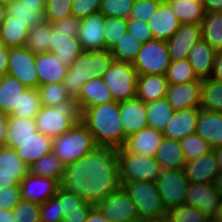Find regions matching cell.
<instances>
[{"label":"cell","mask_w":222,"mask_h":222,"mask_svg":"<svg viewBox=\"0 0 222 222\" xmlns=\"http://www.w3.org/2000/svg\"><path fill=\"white\" fill-rule=\"evenodd\" d=\"M60 186L96 206L121 186L117 148L98 146L66 165Z\"/></svg>","instance_id":"6da1fadb"},{"label":"cell","mask_w":222,"mask_h":222,"mask_svg":"<svg viewBox=\"0 0 222 222\" xmlns=\"http://www.w3.org/2000/svg\"><path fill=\"white\" fill-rule=\"evenodd\" d=\"M82 123L98 146L120 148L125 144L124 128L119 116V102L91 106L83 111Z\"/></svg>","instance_id":"7a4b0ae2"},{"label":"cell","mask_w":222,"mask_h":222,"mask_svg":"<svg viewBox=\"0 0 222 222\" xmlns=\"http://www.w3.org/2000/svg\"><path fill=\"white\" fill-rule=\"evenodd\" d=\"M110 51H83L68 68L63 85L69 97L78 98L82 86L89 80L102 77L114 61Z\"/></svg>","instance_id":"3957f363"},{"label":"cell","mask_w":222,"mask_h":222,"mask_svg":"<svg viewBox=\"0 0 222 222\" xmlns=\"http://www.w3.org/2000/svg\"><path fill=\"white\" fill-rule=\"evenodd\" d=\"M37 131L51 138L66 133L75 124L83 121V110L74 97L60 102L54 107L42 106L35 118Z\"/></svg>","instance_id":"277c9868"},{"label":"cell","mask_w":222,"mask_h":222,"mask_svg":"<svg viewBox=\"0 0 222 222\" xmlns=\"http://www.w3.org/2000/svg\"><path fill=\"white\" fill-rule=\"evenodd\" d=\"M98 147L92 133L81 122L66 133L53 138V153L66 166L81 159Z\"/></svg>","instance_id":"5b68a950"},{"label":"cell","mask_w":222,"mask_h":222,"mask_svg":"<svg viewBox=\"0 0 222 222\" xmlns=\"http://www.w3.org/2000/svg\"><path fill=\"white\" fill-rule=\"evenodd\" d=\"M122 186L134 203L140 221L167 217V210L158 193L156 182L130 181Z\"/></svg>","instance_id":"8992f818"},{"label":"cell","mask_w":222,"mask_h":222,"mask_svg":"<svg viewBox=\"0 0 222 222\" xmlns=\"http://www.w3.org/2000/svg\"><path fill=\"white\" fill-rule=\"evenodd\" d=\"M121 185L130 181L156 182L162 168L155 157L117 149Z\"/></svg>","instance_id":"52a82bcc"},{"label":"cell","mask_w":222,"mask_h":222,"mask_svg":"<svg viewBox=\"0 0 222 222\" xmlns=\"http://www.w3.org/2000/svg\"><path fill=\"white\" fill-rule=\"evenodd\" d=\"M137 77L132 63L114 60L102 79L114 101L120 102L136 98Z\"/></svg>","instance_id":"ba28073f"},{"label":"cell","mask_w":222,"mask_h":222,"mask_svg":"<svg viewBox=\"0 0 222 222\" xmlns=\"http://www.w3.org/2000/svg\"><path fill=\"white\" fill-rule=\"evenodd\" d=\"M170 62L167 41L152 39L141 45L132 64L138 75H165Z\"/></svg>","instance_id":"9c48e42d"},{"label":"cell","mask_w":222,"mask_h":222,"mask_svg":"<svg viewBox=\"0 0 222 222\" xmlns=\"http://www.w3.org/2000/svg\"><path fill=\"white\" fill-rule=\"evenodd\" d=\"M188 184L184 169L161 170L156 179V185L166 210L185 204Z\"/></svg>","instance_id":"30bf717a"},{"label":"cell","mask_w":222,"mask_h":222,"mask_svg":"<svg viewBox=\"0 0 222 222\" xmlns=\"http://www.w3.org/2000/svg\"><path fill=\"white\" fill-rule=\"evenodd\" d=\"M96 207L110 222H141L134 203L122 185L101 200Z\"/></svg>","instance_id":"8fae6325"},{"label":"cell","mask_w":222,"mask_h":222,"mask_svg":"<svg viewBox=\"0 0 222 222\" xmlns=\"http://www.w3.org/2000/svg\"><path fill=\"white\" fill-rule=\"evenodd\" d=\"M7 74L18 79L27 88L39 87L35 54H32L25 46L9 48Z\"/></svg>","instance_id":"7c38bea8"},{"label":"cell","mask_w":222,"mask_h":222,"mask_svg":"<svg viewBox=\"0 0 222 222\" xmlns=\"http://www.w3.org/2000/svg\"><path fill=\"white\" fill-rule=\"evenodd\" d=\"M221 198L214 184L189 183L185 204L203 212L210 219H216L221 206Z\"/></svg>","instance_id":"4fadbf2b"},{"label":"cell","mask_w":222,"mask_h":222,"mask_svg":"<svg viewBox=\"0 0 222 222\" xmlns=\"http://www.w3.org/2000/svg\"><path fill=\"white\" fill-rule=\"evenodd\" d=\"M21 199L42 205L54 197L60 182L50 177L36 176L28 173L20 182Z\"/></svg>","instance_id":"5bb4252c"},{"label":"cell","mask_w":222,"mask_h":222,"mask_svg":"<svg viewBox=\"0 0 222 222\" xmlns=\"http://www.w3.org/2000/svg\"><path fill=\"white\" fill-rule=\"evenodd\" d=\"M105 16L99 11L81 19L78 39L84 51L105 49Z\"/></svg>","instance_id":"9a60e30c"},{"label":"cell","mask_w":222,"mask_h":222,"mask_svg":"<svg viewBox=\"0 0 222 222\" xmlns=\"http://www.w3.org/2000/svg\"><path fill=\"white\" fill-rule=\"evenodd\" d=\"M201 38V25L180 24L179 29L167 41L170 60L187 59L190 49Z\"/></svg>","instance_id":"2e32d148"},{"label":"cell","mask_w":222,"mask_h":222,"mask_svg":"<svg viewBox=\"0 0 222 222\" xmlns=\"http://www.w3.org/2000/svg\"><path fill=\"white\" fill-rule=\"evenodd\" d=\"M202 80L169 84L166 99L174 110L200 107Z\"/></svg>","instance_id":"e0dca14e"},{"label":"cell","mask_w":222,"mask_h":222,"mask_svg":"<svg viewBox=\"0 0 222 222\" xmlns=\"http://www.w3.org/2000/svg\"><path fill=\"white\" fill-rule=\"evenodd\" d=\"M119 116L126 138L148 127L146 103L136 98L119 102Z\"/></svg>","instance_id":"ac0fdd59"},{"label":"cell","mask_w":222,"mask_h":222,"mask_svg":"<svg viewBox=\"0 0 222 222\" xmlns=\"http://www.w3.org/2000/svg\"><path fill=\"white\" fill-rule=\"evenodd\" d=\"M200 107L175 110L163 130L164 137L181 140L195 133Z\"/></svg>","instance_id":"d6986e66"},{"label":"cell","mask_w":222,"mask_h":222,"mask_svg":"<svg viewBox=\"0 0 222 222\" xmlns=\"http://www.w3.org/2000/svg\"><path fill=\"white\" fill-rule=\"evenodd\" d=\"M55 197L59 200V214H62V222H85L90 210L94 207L87 204L76 193L60 187Z\"/></svg>","instance_id":"ffe728a7"},{"label":"cell","mask_w":222,"mask_h":222,"mask_svg":"<svg viewBox=\"0 0 222 222\" xmlns=\"http://www.w3.org/2000/svg\"><path fill=\"white\" fill-rule=\"evenodd\" d=\"M184 171L189 183L214 184L220 174L213 150L191 162H187Z\"/></svg>","instance_id":"44dd1931"},{"label":"cell","mask_w":222,"mask_h":222,"mask_svg":"<svg viewBox=\"0 0 222 222\" xmlns=\"http://www.w3.org/2000/svg\"><path fill=\"white\" fill-rule=\"evenodd\" d=\"M83 51L77 36H70V33L53 28L48 52L54 53L63 65L69 68Z\"/></svg>","instance_id":"7402d4cb"},{"label":"cell","mask_w":222,"mask_h":222,"mask_svg":"<svg viewBox=\"0 0 222 222\" xmlns=\"http://www.w3.org/2000/svg\"><path fill=\"white\" fill-rule=\"evenodd\" d=\"M147 23L153 38L163 41H168L181 24L168 3H160Z\"/></svg>","instance_id":"603a6c76"},{"label":"cell","mask_w":222,"mask_h":222,"mask_svg":"<svg viewBox=\"0 0 222 222\" xmlns=\"http://www.w3.org/2000/svg\"><path fill=\"white\" fill-rule=\"evenodd\" d=\"M163 139L164 135L162 131L148 126L139 132L129 135L126 138L123 147L128 152L155 157L156 150L162 143Z\"/></svg>","instance_id":"cb8c5ba5"},{"label":"cell","mask_w":222,"mask_h":222,"mask_svg":"<svg viewBox=\"0 0 222 222\" xmlns=\"http://www.w3.org/2000/svg\"><path fill=\"white\" fill-rule=\"evenodd\" d=\"M53 138L36 131L33 136L25 141L19 142V146L14 148L16 154L28 166L41 157L52 152Z\"/></svg>","instance_id":"d4e9b609"},{"label":"cell","mask_w":222,"mask_h":222,"mask_svg":"<svg viewBox=\"0 0 222 222\" xmlns=\"http://www.w3.org/2000/svg\"><path fill=\"white\" fill-rule=\"evenodd\" d=\"M35 66L39 77V85L63 83L68 67L63 65L54 53L35 54Z\"/></svg>","instance_id":"484cf974"},{"label":"cell","mask_w":222,"mask_h":222,"mask_svg":"<svg viewBox=\"0 0 222 222\" xmlns=\"http://www.w3.org/2000/svg\"><path fill=\"white\" fill-rule=\"evenodd\" d=\"M215 54L216 51L202 38L190 49L187 60L199 79L210 78Z\"/></svg>","instance_id":"4316f807"},{"label":"cell","mask_w":222,"mask_h":222,"mask_svg":"<svg viewBox=\"0 0 222 222\" xmlns=\"http://www.w3.org/2000/svg\"><path fill=\"white\" fill-rule=\"evenodd\" d=\"M195 133L207 141L212 149L222 147V113L200 109Z\"/></svg>","instance_id":"83f0119b"},{"label":"cell","mask_w":222,"mask_h":222,"mask_svg":"<svg viewBox=\"0 0 222 222\" xmlns=\"http://www.w3.org/2000/svg\"><path fill=\"white\" fill-rule=\"evenodd\" d=\"M168 80L165 75L148 74L138 75L136 97L144 103L166 97Z\"/></svg>","instance_id":"f1b7e54d"},{"label":"cell","mask_w":222,"mask_h":222,"mask_svg":"<svg viewBox=\"0 0 222 222\" xmlns=\"http://www.w3.org/2000/svg\"><path fill=\"white\" fill-rule=\"evenodd\" d=\"M27 87L11 75L0 76V114L11 115Z\"/></svg>","instance_id":"f546056e"},{"label":"cell","mask_w":222,"mask_h":222,"mask_svg":"<svg viewBox=\"0 0 222 222\" xmlns=\"http://www.w3.org/2000/svg\"><path fill=\"white\" fill-rule=\"evenodd\" d=\"M77 99L79 100L83 111L91 106L101 105L114 101L111 91L105 85L102 77H96L87 81L82 86L81 92L79 93Z\"/></svg>","instance_id":"4dcf8cb0"},{"label":"cell","mask_w":222,"mask_h":222,"mask_svg":"<svg viewBox=\"0 0 222 222\" xmlns=\"http://www.w3.org/2000/svg\"><path fill=\"white\" fill-rule=\"evenodd\" d=\"M155 159L162 169H184L187 163L180 140L164 137L157 148Z\"/></svg>","instance_id":"1f68e13d"},{"label":"cell","mask_w":222,"mask_h":222,"mask_svg":"<svg viewBox=\"0 0 222 222\" xmlns=\"http://www.w3.org/2000/svg\"><path fill=\"white\" fill-rule=\"evenodd\" d=\"M37 131L34 119L8 115L5 147L15 148L19 142L33 136Z\"/></svg>","instance_id":"d6a6232c"},{"label":"cell","mask_w":222,"mask_h":222,"mask_svg":"<svg viewBox=\"0 0 222 222\" xmlns=\"http://www.w3.org/2000/svg\"><path fill=\"white\" fill-rule=\"evenodd\" d=\"M29 28L25 23L7 15L0 26V42L8 48L26 45Z\"/></svg>","instance_id":"836d02e7"},{"label":"cell","mask_w":222,"mask_h":222,"mask_svg":"<svg viewBox=\"0 0 222 222\" xmlns=\"http://www.w3.org/2000/svg\"><path fill=\"white\" fill-rule=\"evenodd\" d=\"M44 12L45 7H29L19 0H14L6 5L7 15L25 23L29 29L46 21Z\"/></svg>","instance_id":"e575fe53"},{"label":"cell","mask_w":222,"mask_h":222,"mask_svg":"<svg viewBox=\"0 0 222 222\" xmlns=\"http://www.w3.org/2000/svg\"><path fill=\"white\" fill-rule=\"evenodd\" d=\"M168 4L181 24L201 25L203 22L205 12L202 3H195L192 0H171Z\"/></svg>","instance_id":"d590c367"},{"label":"cell","mask_w":222,"mask_h":222,"mask_svg":"<svg viewBox=\"0 0 222 222\" xmlns=\"http://www.w3.org/2000/svg\"><path fill=\"white\" fill-rule=\"evenodd\" d=\"M201 35L215 51H222V11L205 13Z\"/></svg>","instance_id":"8d00e7d4"},{"label":"cell","mask_w":222,"mask_h":222,"mask_svg":"<svg viewBox=\"0 0 222 222\" xmlns=\"http://www.w3.org/2000/svg\"><path fill=\"white\" fill-rule=\"evenodd\" d=\"M174 111L166 97L146 103L148 126L163 132Z\"/></svg>","instance_id":"74e56055"},{"label":"cell","mask_w":222,"mask_h":222,"mask_svg":"<svg viewBox=\"0 0 222 222\" xmlns=\"http://www.w3.org/2000/svg\"><path fill=\"white\" fill-rule=\"evenodd\" d=\"M64 169L65 165L52 151L31 164L29 173L36 176L50 177L60 182Z\"/></svg>","instance_id":"f35d334b"},{"label":"cell","mask_w":222,"mask_h":222,"mask_svg":"<svg viewBox=\"0 0 222 222\" xmlns=\"http://www.w3.org/2000/svg\"><path fill=\"white\" fill-rule=\"evenodd\" d=\"M53 26L50 22H43L31 28L27 35L25 47L32 54L48 52Z\"/></svg>","instance_id":"ab89813d"},{"label":"cell","mask_w":222,"mask_h":222,"mask_svg":"<svg viewBox=\"0 0 222 222\" xmlns=\"http://www.w3.org/2000/svg\"><path fill=\"white\" fill-rule=\"evenodd\" d=\"M200 108L222 113V83L210 78L202 80Z\"/></svg>","instance_id":"60d3db41"},{"label":"cell","mask_w":222,"mask_h":222,"mask_svg":"<svg viewBox=\"0 0 222 222\" xmlns=\"http://www.w3.org/2000/svg\"><path fill=\"white\" fill-rule=\"evenodd\" d=\"M142 43L126 31L123 37L110 51L116 61L133 63Z\"/></svg>","instance_id":"b9f144b4"},{"label":"cell","mask_w":222,"mask_h":222,"mask_svg":"<svg viewBox=\"0 0 222 222\" xmlns=\"http://www.w3.org/2000/svg\"><path fill=\"white\" fill-rule=\"evenodd\" d=\"M42 107L38 88H27L20 96L19 106L15 107L11 115L27 119H34Z\"/></svg>","instance_id":"7bdbcfd3"},{"label":"cell","mask_w":222,"mask_h":222,"mask_svg":"<svg viewBox=\"0 0 222 222\" xmlns=\"http://www.w3.org/2000/svg\"><path fill=\"white\" fill-rule=\"evenodd\" d=\"M169 84H181L199 81L187 59L171 61L165 74Z\"/></svg>","instance_id":"ee69618b"},{"label":"cell","mask_w":222,"mask_h":222,"mask_svg":"<svg viewBox=\"0 0 222 222\" xmlns=\"http://www.w3.org/2000/svg\"><path fill=\"white\" fill-rule=\"evenodd\" d=\"M0 172L6 174H28L29 166L23 162L13 148L0 147Z\"/></svg>","instance_id":"f6af8a7d"},{"label":"cell","mask_w":222,"mask_h":222,"mask_svg":"<svg viewBox=\"0 0 222 222\" xmlns=\"http://www.w3.org/2000/svg\"><path fill=\"white\" fill-rule=\"evenodd\" d=\"M180 144L187 162H191L212 151L210 144L196 133L181 139Z\"/></svg>","instance_id":"bcb514c9"},{"label":"cell","mask_w":222,"mask_h":222,"mask_svg":"<svg viewBox=\"0 0 222 222\" xmlns=\"http://www.w3.org/2000/svg\"><path fill=\"white\" fill-rule=\"evenodd\" d=\"M105 49L111 51L127 31V20L118 17H106L104 24Z\"/></svg>","instance_id":"7dc6e473"},{"label":"cell","mask_w":222,"mask_h":222,"mask_svg":"<svg viewBox=\"0 0 222 222\" xmlns=\"http://www.w3.org/2000/svg\"><path fill=\"white\" fill-rule=\"evenodd\" d=\"M167 218L170 222H208L210 219L199 209L187 204L167 210Z\"/></svg>","instance_id":"c3c4849f"},{"label":"cell","mask_w":222,"mask_h":222,"mask_svg":"<svg viewBox=\"0 0 222 222\" xmlns=\"http://www.w3.org/2000/svg\"><path fill=\"white\" fill-rule=\"evenodd\" d=\"M38 90L42 106L54 107L69 98L63 83L39 85Z\"/></svg>","instance_id":"681fc988"},{"label":"cell","mask_w":222,"mask_h":222,"mask_svg":"<svg viewBox=\"0 0 222 222\" xmlns=\"http://www.w3.org/2000/svg\"><path fill=\"white\" fill-rule=\"evenodd\" d=\"M135 0H101L99 11L106 17L128 20Z\"/></svg>","instance_id":"f907efd6"},{"label":"cell","mask_w":222,"mask_h":222,"mask_svg":"<svg viewBox=\"0 0 222 222\" xmlns=\"http://www.w3.org/2000/svg\"><path fill=\"white\" fill-rule=\"evenodd\" d=\"M14 222H40V205L21 199L12 209Z\"/></svg>","instance_id":"816d5d0a"},{"label":"cell","mask_w":222,"mask_h":222,"mask_svg":"<svg viewBox=\"0 0 222 222\" xmlns=\"http://www.w3.org/2000/svg\"><path fill=\"white\" fill-rule=\"evenodd\" d=\"M73 0H49L45 6V19L53 23L72 15Z\"/></svg>","instance_id":"f5cc1de1"},{"label":"cell","mask_w":222,"mask_h":222,"mask_svg":"<svg viewBox=\"0 0 222 222\" xmlns=\"http://www.w3.org/2000/svg\"><path fill=\"white\" fill-rule=\"evenodd\" d=\"M159 2L154 0H135L128 19L148 22L156 13Z\"/></svg>","instance_id":"db71d44e"},{"label":"cell","mask_w":222,"mask_h":222,"mask_svg":"<svg viewBox=\"0 0 222 222\" xmlns=\"http://www.w3.org/2000/svg\"><path fill=\"white\" fill-rule=\"evenodd\" d=\"M101 0H73L72 15L80 20L99 12Z\"/></svg>","instance_id":"11a10c76"},{"label":"cell","mask_w":222,"mask_h":222,"mask_svg":"<svg viewBox=\"0 0 222 222\" xmlns=\"http://www.w3.org/2000/svg\"><path fill=\"white\" fill-rule=\"evenodd\" d=\"M59 214V200L54 196L40 205V220L45 222H62Z\"/></svg>","instance_id":"9f6ffc18"},{"label":"cell","mask_w":222,"mask_h":222,"mask_svg":"<svg viewBox=\"0 0 222 222\" xmlns=\"http://www.w3.org/2000/svg\"><path fill=\"white\" fill-rule=\"evenodd\" d=\"M127 31L137 38L142 44L154 39L147 22L128 19Z\"/></svg>","instance_id":"6f0895ef"},{"label":"cell","mask_w":222,"mask_h":222,"mask_svg":"<svg viewBox=\"0 0 222 222\" xmlns=\"http://www.w3.org/2000/svg\"><path fill=\"white\" fill-rule=\"evenodd\" d=\"M21 200L20 186L0 190V208L12 210Z\"/></svg>","instance_id":"680465c9"},{"label":"cell","mask_w":222,"mask_h":222,"mask_svg":"<svg viewBox=\"0 0 222 222\" xmlns=\"http://www.w3.org/2000/svg\"><path fill=\"white\" fill-rule=\"evenodd\" d=\"M80 23L81 20L79 18L70 15L51 24L56 31L70 33V36H77Z\"/></svg>","instance_id":"91938a15"},{"label":"cell","mask_w":222,"mask_h":222,"mask_svg":"<svg viewBox=\"0 0 222 222\" xmlns=\"http://www.w3.org/2000/svg\"><path fill=\"white\" fill-rule=\"evenodd\" d=\"M26 175L27 174H6L0 172V190L7 187L19 186L21 180Z\"/></svg>","instance_id":"94428289"},{"label":"cell","mask_w":222,"mask_h":222,"mask_svg":"<svg viewBox=\"0 0 222 222\" xmlns=\"http://www.w3.org/2000/svg\"><path fill=\"white\" fill-rule=\"evenodd\" d=\"M210 79L222 83V51H216Z\"/></svg>","instance_id":"6125c7cd"},{"label":"cell","mask_w":222,"mask_h":222,"mask_svg":"<svg viewBox=\"0 0 222 222\" xmlns=\"http://www.w3.org/2000/svg\"><path fill=\"white\" fill-rule=\"evenodd\" d=\"M9 48L0 44V76H4L8 71Z\"/></svg>","instance_id":"be15d7a7"},{"label":"cell","mask_w":222,"mask_h":222,"mask_svg":"<svg viewBox=\"0 0 222 222\" xmlns=\"http://www.w3.org/2000/svg\"><path fill=\"white\" fill-rule=\"evenodd\" d=\"M205 13L222 11V0H202Z\"/></svg>","instance_id":"e7e4bbea"},{"label":"cell","mask_w":222,"mask_h":222,"mask_svg":"<svg viewBox=\"0 0 222 222\" xmlns=\"http://www.w3.org/2000/svg\"><path fill=\"white\" fill-rule=\"evenodd\" d=\"M85 222H110L100 211L99 209L94 206L88 216Z\"/></svg>","instance_id":"03108f58"},{"label":"cell","mask_w":222,"mask_h":222,"mask_svg":"<svg viewBox=\"0 0 222 222\" xmlns=\"http://www.w3.org/2000/svg\"><path fill=\"white\" fill-rule=\"evenodd\" d=\"M8 115L0 114V147L5 146Z\"/></svg>","instance_id":"003e7915"},{"label":"cell","mask_w":222,"mask_h":222,"mask_svg":"<svg viewBox=\"0 0 222 222\" xmlns=\"http://www.w3.org/2000/svg\"><path fill=\"white\" fill-rule=\"evenodd\" d=\"M12 210L0 208V222H14Z\"/></svg>","instance_id":"a7ac6f4b"},{"label":"cell","mask_w":222,"mask_h":222,"mask_svg":"<svg viewBox=\"0 0 222 222\" xmlns=\"http://www.w3.org/2000/svg\"><path fill=\"white\" fill-rule=\"evenodd\" d=\"M29 7H45L49 0H19Z\"/></svg>","instance_id":"89a4df30"},{"label":"cell","mask_w":222,"mask_h":222,"mask_svg":"<svg viewBox=\"0 0 222 222\" xmlns=\"http://www.w3.org/2000/svg\"><path fill=\"white\" fill-rule=\"evenodd\" d=\"M212 150H213V152L215 154L216 161H217L220 173H222V147H216V148H214Z\"/></svg>","instance_id":"2644e50d"},{"label":"cell","mask_w":222,"mask_h":222,"mask_svg":"<svg viewBox=\"0 0 222 222\" xmlns=\"http://www.w3.org/2000/svg\"><path fill=\"white\" fill-rule=\"evenodd\" d=\"M214 187L222 200V173L214 181Z\"/></svg>","instance_id":"8c879c8a"},{"label":"cell","mask_w":222,"mask_h":222,"mask_svg":"<svg viewBox=\"0 0 222 222\" xmlns=\"http://www.w3.org/2000/svg\"><path fill=\"white\" fill-rule=\"evenodd\" d=\"M6 14V5L0 4V26L3 24Z\"/></svg>","instance_id":"753ad0ef"},{"label":"cell","mask_w":222,"mask_h":222,"mask_svg":"<svg viewBox=\"0 0 222 222\" xmlns=\"http://www.w3.org/2000/svg\"><path fill=\"white\" fill-rule=\"evenodd\" d=\"M142 222H170L167 217L161 219L143 220Z\"/></svg>","instance_id":"34e18365"},{"label":"cell","mask_w":222,"mask_h":222,"mask_svg":"<svg viewBox=\"0 0 222 222\" xmlns=\"http://www.w3.org/2000/svg\"><path fill=\"white\" fill-rule=\"evenodd\" d=\"M216 220H217L218 222H222V201H221V206H220L219 213H218V215H217Z\"/></svg>","instance_id":"11e5206c"},{"label":"cell","mask_w":222,"mask_h":222,"mask_svg":"<svg viewBox=\"0 0 222 222\" xmlns=\"http://www.w3.org/2000/svg\"><path fill=\"white\" fill-rule=\"evenodd\" d=\"M14 0H0V4H4V5H7L11 2H13Z\"/></svg>","instance_id":"2a66077c"},{"label":"cell","mask_w":222,"mask_h":222,"mask_svg":"<svg viewBox=\"0 0 222 222\" xmlns=\"http://www.w3.org/2000/svg\"><path fill=\"white\" fill-rule=\"evenodd\" d=\"M154 1H157L159 3H168L170 2L171 0H154Z\"/></svg>","instance_id":"b9fcfbb0"},{"label":"cell","mask_w":222,"mask_h":222,"mask_svg":"<svg viewBox=\"0 0 222 222\" xmlns=\"http://www.w3.org/2000/svg\"><path fill=\"white\" fill-rule=\"evenodd\" d=\"M195 3H202V0H192Z\"/></svg>","instance_id":"09005b40"},{"label":"cell","mask_w":222,"mask_h":222,"mask_svg":"<svg viewBox=\"0 0 222 222\" xmlns=\"http://www.w3.org/2000/svg\"><path fill=\"white\" fill-rule=\"evenodd\" d=\"M208 222H218L216 219H209Z\"/></svg>","instance_id":"979ff035"}]
</instances>
